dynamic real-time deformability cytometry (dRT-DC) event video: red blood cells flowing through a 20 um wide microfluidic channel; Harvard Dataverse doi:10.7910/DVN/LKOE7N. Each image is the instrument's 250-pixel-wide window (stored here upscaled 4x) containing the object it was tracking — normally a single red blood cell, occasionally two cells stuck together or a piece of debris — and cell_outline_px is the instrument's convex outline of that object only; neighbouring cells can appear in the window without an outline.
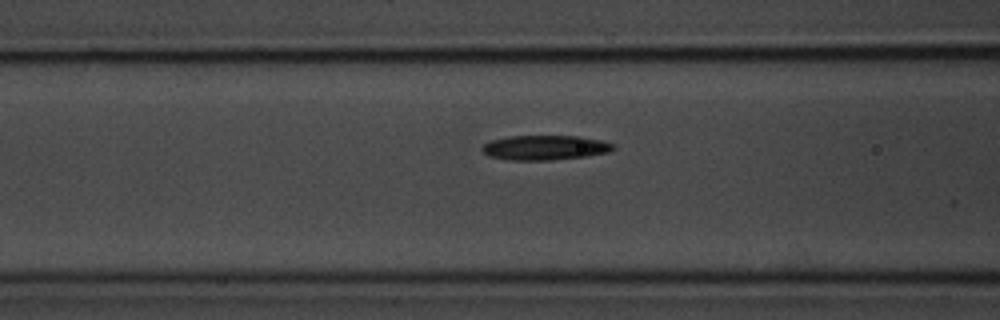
{"species": "common noctule bat (a hibernating species)", "species_latin": "Nyctalus noctula", "temperature_condition": "room temperature", "stored_images_in_passage": 13, "camera_frame_rate_fps": 3000, "um_per_image_px": 0.085, "animal": {"sex": "male", "body_mass_g": 20.1, "forearm_length_mm": 53.5}, "frame": {"image": 1, "passage_image": 12, "time_ms": 3.667, "image_size_px": [1000, 320], "cell_outline_px": [[616, 148], [608, 152], [588, 156], [548, 160], [508, 160], [488, 156], [480, 148], [484, 144], [492, 140], [508, 136], [580, 136], [604, 140], [612, 144]], "centroid_in_image_um": [46.33, 12.54], "position_along_channel_um": 120.3, "area_um2": 18.96}}